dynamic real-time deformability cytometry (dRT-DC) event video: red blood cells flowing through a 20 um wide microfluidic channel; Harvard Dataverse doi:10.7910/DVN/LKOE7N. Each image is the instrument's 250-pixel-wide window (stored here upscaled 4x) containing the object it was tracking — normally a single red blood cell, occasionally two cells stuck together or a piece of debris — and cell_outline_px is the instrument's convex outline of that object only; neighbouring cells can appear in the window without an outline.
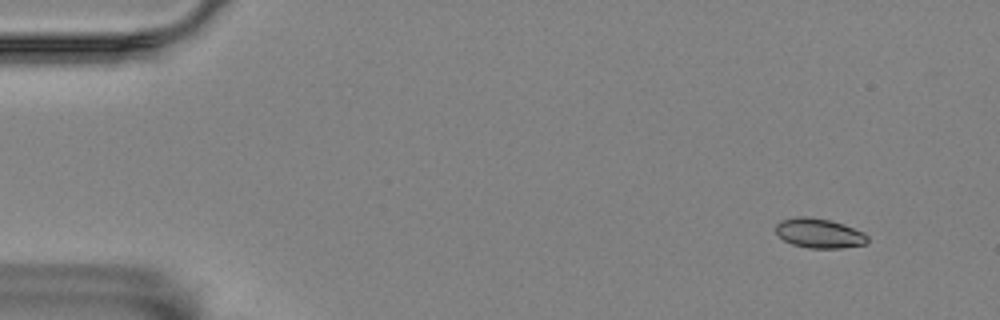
{"species": "Egyptian fruit bat (a non-hibernating species)", "species_latin": "Rousettus aegyptiacus", "temperature_condition": "room temperature", "stored_images_in_passage": 9, "camera_frame_rate_fps": 3000, "um_per_image_px": 0.085, "animal": {"sex": "female"}, "frame": {"image": 1, "passage_image": 1, "time_ms": 0.0, "image_size_px": [1000, 320], "cell_outline_px": [[868, 240], [864, 244], [840, 248], [808, 248], [792, 244], [784, 240], [776, 232], [776, 224], [780, 220], [796, 216], [808, 216], [832, 220], [844, 224], [864, 232], [868, 236]], "centroid_in_image_um": [69.63, 19.81], "position_along_channel_um": 15.4, "area_um2": 15.95}}
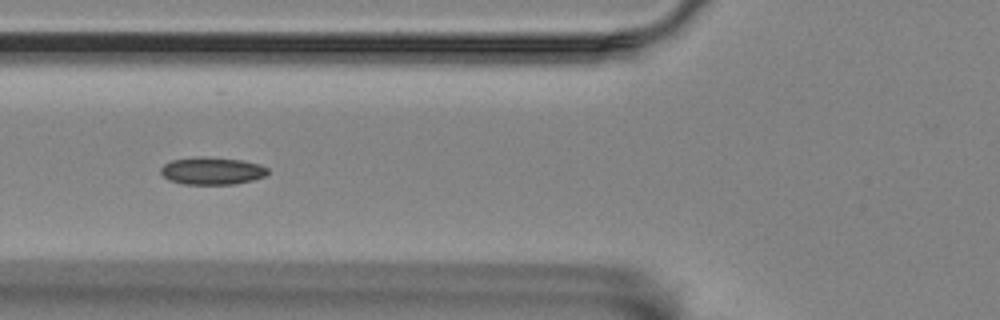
{"frame": {"image": 2, "passage_image": 6, "time_ms": 5.667, "image_size_px": [1000, 320], "cell_outline_px": [[268, 172], [264, 176], [252, 180], [236, 184], [184, 184], [168, 180], [160, 172], [160, 168], [164, 164], [172, 160], [200, 156], [204, 156], [244, 160], [260, 164], [268, 168]], "centroid_in_image_um": [18.02, 14.51], "position_along_channel_um": 107.8, "area_um2": 17.22}}
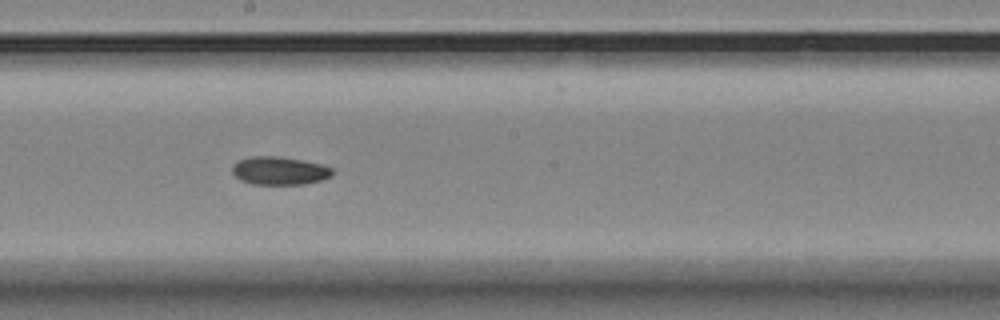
{"frame": {"image": 3, "passage_image": 9, "time_ms": 9.0, "image_size_px": [1000, 320], "cell_outline_px": [[336, 172], [332, 176], [320, 180], [304, 184], [252, 184], [240, 180], [232, 172], [232, 168], [240, 160], [252, 156], [280, 156], [304, 160], [320, 164], [332, 168]], "centroid_in_image_um": [23.8, 14.51], "position_along_channel_um": 224.4, "area_um2": 16.42}}